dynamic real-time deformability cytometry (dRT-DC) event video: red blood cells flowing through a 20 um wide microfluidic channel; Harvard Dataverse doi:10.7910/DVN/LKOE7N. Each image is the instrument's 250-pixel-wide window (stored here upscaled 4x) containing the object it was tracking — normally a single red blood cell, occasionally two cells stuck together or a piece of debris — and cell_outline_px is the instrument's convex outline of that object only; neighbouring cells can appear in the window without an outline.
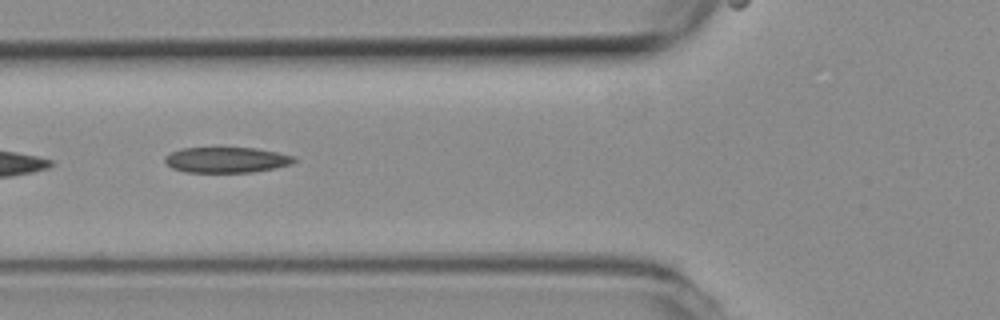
{"species": "common noctule bat (a hibernating species)", "species_latin": "Nyctalus noctula", "temperature_condition": "room temperature", "stored_images_in_passage": 7, "camera_frame_rate_fps": 3000, "um_per_image_px": 0.085, "animal": {"sex": "female", "body_mass_g": 19.3, "forearm_length_mm": 54.1}, "frame": {"image": 1, "passage_image": 6, "time_ms": 1.667, "image_size_px": [1000, 320], "cell_outline_px": [[296, 160], [292, 164], [252, 172], [184, 172], [172, 168], [164, 160], [164, 156], [172, 152], [184, 148], [252, 148], [276, 152], [292, 156]], "centroid_in_image_um": [19.21, 13.59], "position_along_channel_um": 106.6, "area_um2": 18.96}}
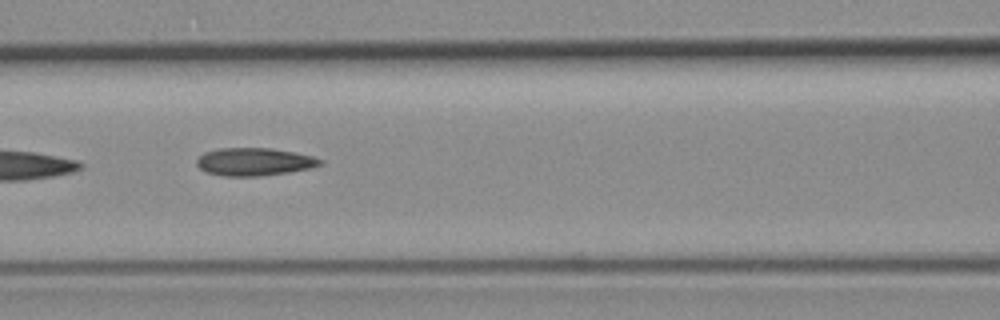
{"frame": {"image": 2, "passage_image": 7, "time_ms": 2.0, "image_size_px": [1000, 320], "cell_outline_px": [[324, 164], [312, 168], [288, 172], [260, 176], [224, 176], [208, 172], [200, 168], [196, 164], [196, 160], [204, 152], [220, 148], [272, 148], [312, 156], [324, 160]], "centroid_in_image_um": [21.64, 13.75], "position_along_channel_um": 145.0, "area_um2": 20.0}}